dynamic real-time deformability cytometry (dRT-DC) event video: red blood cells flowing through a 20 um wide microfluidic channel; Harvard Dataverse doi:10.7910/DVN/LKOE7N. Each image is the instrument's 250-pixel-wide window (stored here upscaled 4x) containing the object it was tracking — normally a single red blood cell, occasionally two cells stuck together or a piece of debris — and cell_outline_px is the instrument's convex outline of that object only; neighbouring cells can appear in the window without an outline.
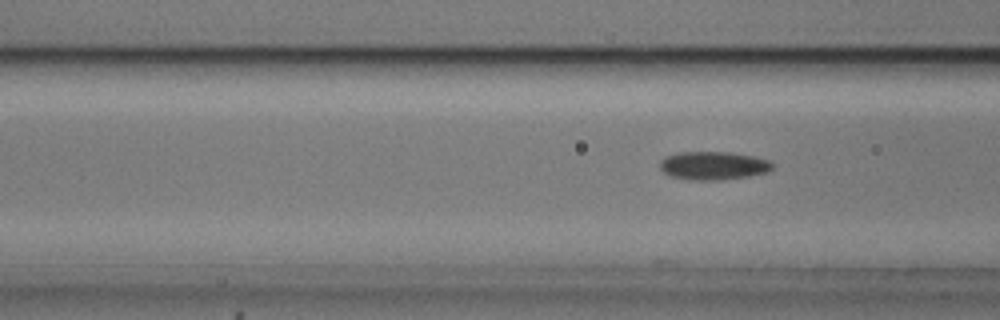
{"species": "common noctule bat (a hibernating species)", "species_latin": "Nyctalus noctula", "temperature_condition": "cold", "stored_images_in_passage": 11, "camera_frame_rate_fps": 3000, "um_per_image_px": 0.085, "animal": {"sex": "male", "body_mass_g": 20.5, "forearm_length_mm": 52.5}, "frame": {"image": 1, "passage_image": 6, "time_ms": 1.667, "image_size_px": [1000, 320], "cell_outline_px": [[772, 168], [768, 172], [748, 176], [720, 180], [696, 180], [672, 176], [664, 172], [660, 168], [660, 160], [664, 156], [676, 152], [732, 152], [772, 160]], "centroid_in_image_um": [60.64, 14.06], "position_along_channel_um": 106.0, "area_um2": 18.61}}